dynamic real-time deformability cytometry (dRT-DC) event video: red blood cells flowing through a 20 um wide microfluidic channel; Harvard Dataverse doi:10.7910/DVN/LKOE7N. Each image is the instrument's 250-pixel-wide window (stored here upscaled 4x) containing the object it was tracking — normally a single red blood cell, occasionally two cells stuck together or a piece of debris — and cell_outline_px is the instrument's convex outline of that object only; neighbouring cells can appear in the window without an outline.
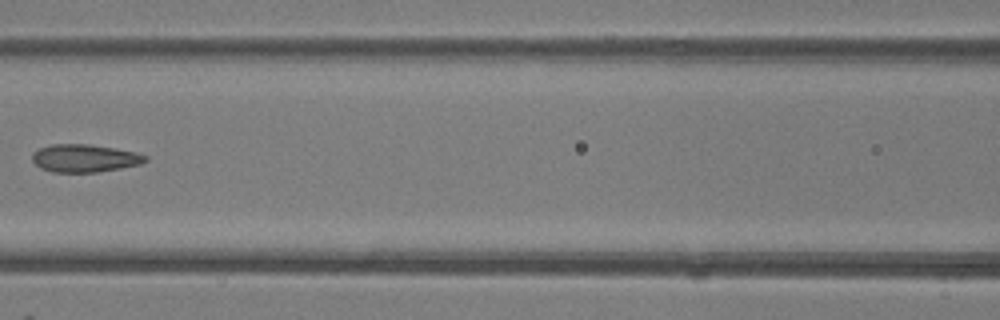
{"species": "common noctule bat (a hibernating species)", "species_latin": "Nyctalus noctula", "temperature_condition": "room temperature", "stored_images_in_passage": 7, "camera_frame_rate_fps": 3000, "um_per_image_px": 0.085, "animal": {"sex": "female"}, "frame": {"image": 1, "passage_image": 6, "time_ms": 1.667, "image_size_px": [1000, 320], "cell_outline_px": [[148, 160], [140, 164], [120, 168], [96, 172], [52, 172], [40, 168], [32, 160], [32, 152], [40, 148], [52, 144], [88, 144], [116, 148], [136, 152], [148, 156]], "centroid_in_image_um": [7.19, 13.44], "position_along_channel_um": 159.4, "area_um2": 18.38}}
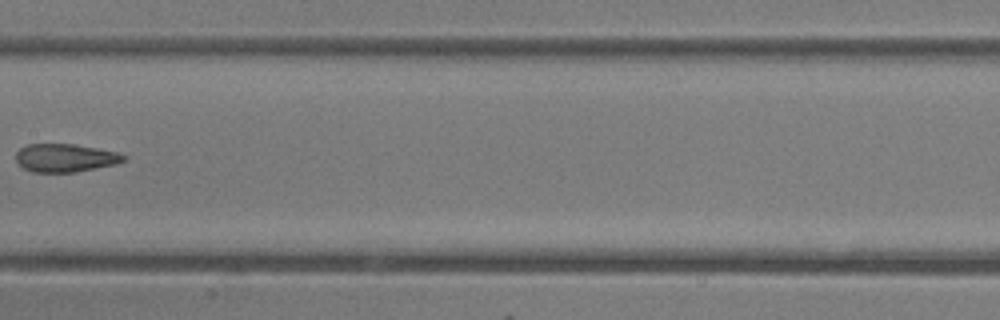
{"frame": {"image": 2, "passage_image": 7, "time_ms": 2.0, "image_size_px": [1000, 320], "cell_outline_px": [[128, 156], [124, 160], [116, 164], [76, 172], [32, 172], [24, 168], [16, 160], [16, 152], [20, 148], [28, 144], [72, 144], [96, 148], [116, 152]], "centroid_in_image_um": [5.54, 13.42], "position_along_channel_um": 201.9, "area_um2": 17.57}}